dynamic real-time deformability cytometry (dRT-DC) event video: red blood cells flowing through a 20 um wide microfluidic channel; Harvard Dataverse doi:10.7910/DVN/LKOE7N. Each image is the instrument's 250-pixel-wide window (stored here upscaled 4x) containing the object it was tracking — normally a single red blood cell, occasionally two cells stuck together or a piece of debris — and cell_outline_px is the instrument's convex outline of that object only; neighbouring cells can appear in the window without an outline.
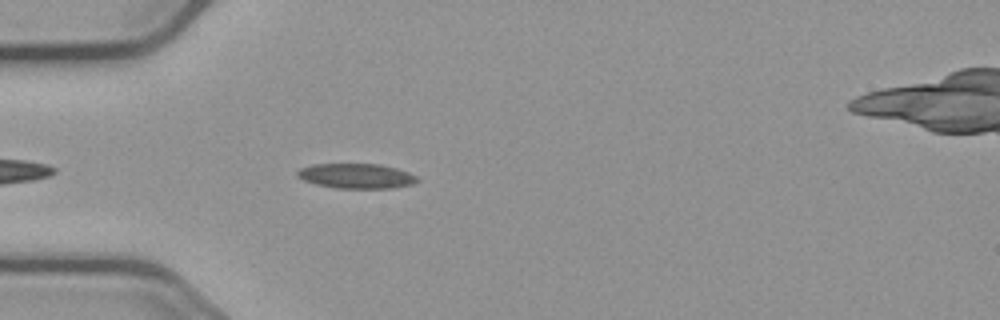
{"species": "common noctule bat (a hibernating species)", "species_latin": "Nyctalus noctula", "temperature_condition": "cold", "stored_images_in_passage": 10, "camera_frame_rate_fps": 3000, "um_per_image_px": 0.085, "animal": {"sex": "male", "body_mass_g": 23.1, "forearm_length_mm": 52.7}, "frame": {"image": 1, "passage_image": 5, "time_ms": 1.333, "image_size_px": [1000, 320], "cell_outline_px": [[420, 180], [412, 184], [392, 188], [336, 188], [316, 184], [304, 180], [296, 176], [296, 172], [300, 168], [312, 164], [380, 164], [396, 168], [408, 172], [416, 176]], "centroid_in_image_um": [30.28, 14.95], "position_along_channel_um": 54.7, "area_um2": 17.4}}